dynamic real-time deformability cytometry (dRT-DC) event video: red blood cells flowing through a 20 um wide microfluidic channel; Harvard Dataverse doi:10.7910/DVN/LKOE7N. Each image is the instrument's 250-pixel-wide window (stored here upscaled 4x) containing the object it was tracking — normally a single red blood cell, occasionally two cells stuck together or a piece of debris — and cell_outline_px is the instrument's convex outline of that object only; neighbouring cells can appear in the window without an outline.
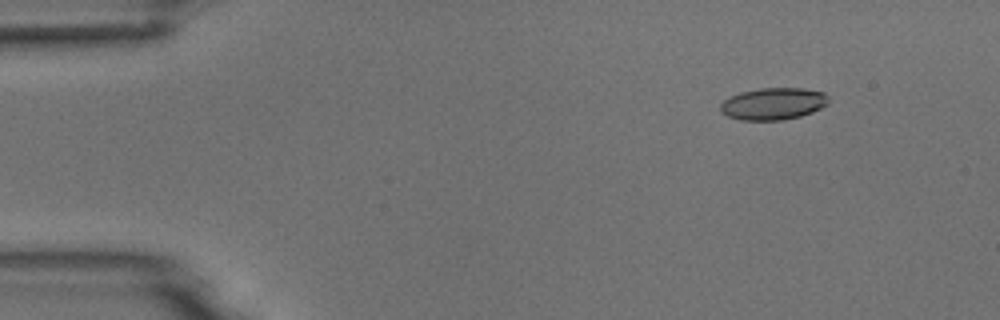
{"species": "common noctule bat (a hibernating species)", "species_latin": "Nyctalus noctula", "temperature_condition": "room temperature", "stored_images_in_passage": 4, "camera_frame_rate_fps": 3000, "um_per_image_px": 0.085, "animal": {"sex": "male", "body_mass_g": 18.8}, "frame": {"image": 1, "passage_image": 2, "time_ms": 1.333, "image_size_px": [1000, 320], "cell_outline_px": [[828, 104], [812, 112], [800, 116], [784, 120], [740, 120], [728, 116], [720, 112], [720, 104], [724, 100], [740, 92], [760, 88], [804, 88], [824, 92], [828, 96]], "centroid_in_image_um": [65.73, 8.82], "position_along_channel_um": 19.3, "area_um2": 20.23}}
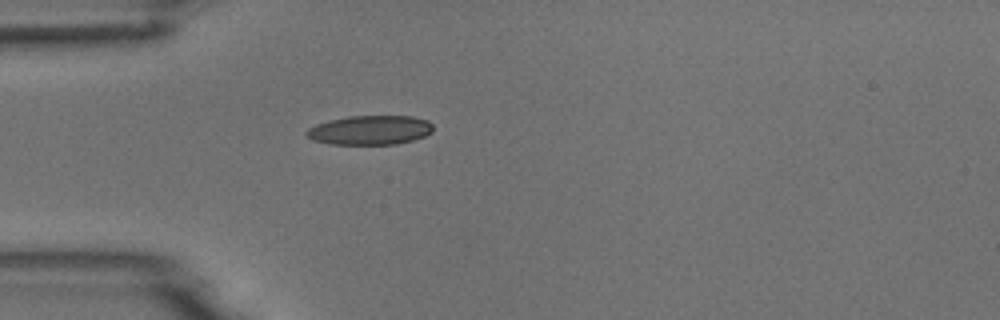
{"frame": {"image": 2, "passage_image": 4, "time_ms": 4.333, "image_size_px": [1000, 320], "cell_outline_px": [[432, 132], [424, 136], [412, 140], [396, 144], [332, 144], [312, 140], [304, 132], [308, 128], [316, 124], [328, 120], [348, 116], [412, 116], [428, 120], [432, 124]], "centroid_in_image_um": [31.44, 11.05], "position_along_channel_um": 53.6, "area_um2": 21.62}}